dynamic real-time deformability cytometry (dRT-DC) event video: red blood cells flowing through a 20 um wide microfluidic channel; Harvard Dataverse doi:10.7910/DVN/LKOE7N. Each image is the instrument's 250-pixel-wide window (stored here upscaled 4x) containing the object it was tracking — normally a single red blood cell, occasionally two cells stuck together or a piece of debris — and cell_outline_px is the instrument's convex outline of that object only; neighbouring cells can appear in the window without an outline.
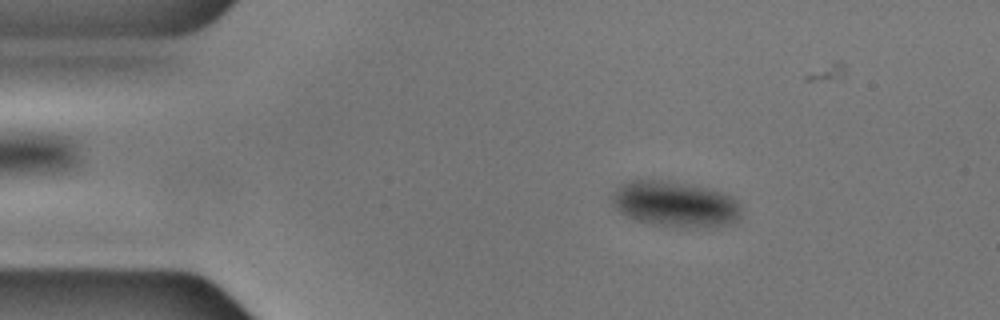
{"species": "common noctule bat (a hibernating species)", "species_latin": "Nyctalus noctula", "temperature_condition": "cold", "stored_images_in_passage": 55, "camera_frame_rate_fps": 3000, "um_per_image_px": 0.085, "animal": {"sex": "male", "body_mass_g": 17.9, "forearm_length_mm": 54.2}, "frame": {"image": 1, "passage_image": 8, "time_ms": 2.333, "image_size_px": [1000, 320], "cell_outline_px": [[740, 220], [732, 224], [708, 228], [692, 228], [652, 224], [636, 220], [620, 212], [612, 204], [612, 196], [616, 188], [620, 184], [632, 180], [660, 180], [696, 184], [724, 192], [736, 196], [740, 208]], "centroid_in_image_um": [57.46, 17.35], "position_along_channel_um": 27.5, "area_um2": 35.2}}
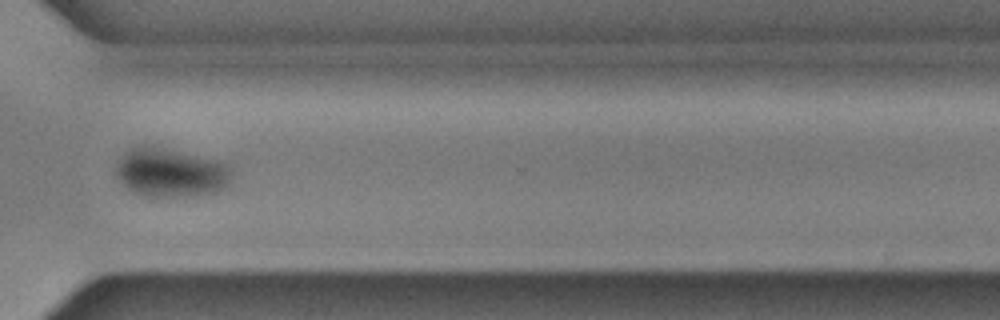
{"frame": {"image": 2, "passage_image": 40, "time_ms": 13.0, "image_size_px": [1000, 320], "cell_outline_px": [[232, 180], [220, 192], [200, 196], [140, 196], [128, 188], [116, 176], [116, 160], [128, 148], [136, 144], [152, 144], [220, 160], [228, 164], [232, 172]], "centroid_in_image_um": [14.52, 14.63], "position_along_channel_um": 356.1, "area_um2": 34.22}}
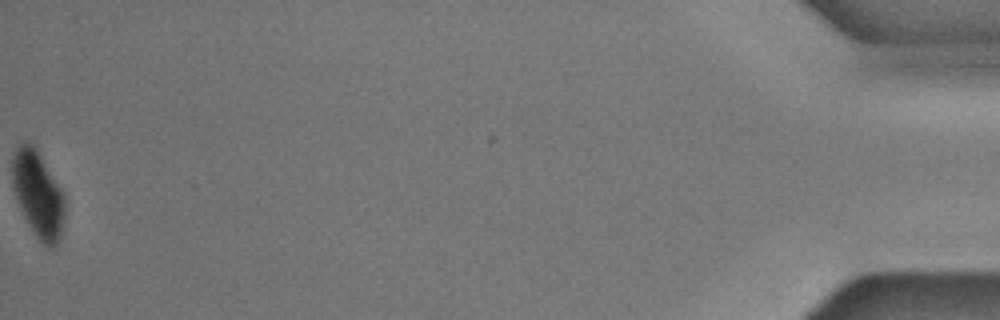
{"frame": {"image": 3, "passage_image": 55, "time_ms": 18.0, "image_size_px": [1000, 320], "cell_outline_px": [[64, 216], [60, 236], [56, 248], [48, 248], [36, 236], [28, 224], [20, 208], [12, 188], [12, 152], [16, 144], [24, 140], [28, 140], [36, 148], [60, 188], [64, 196]], "centroid_in_image_um": [3.19, 16.47], "position_along_channel_um": 432.0, "area_um2": 26.53}}